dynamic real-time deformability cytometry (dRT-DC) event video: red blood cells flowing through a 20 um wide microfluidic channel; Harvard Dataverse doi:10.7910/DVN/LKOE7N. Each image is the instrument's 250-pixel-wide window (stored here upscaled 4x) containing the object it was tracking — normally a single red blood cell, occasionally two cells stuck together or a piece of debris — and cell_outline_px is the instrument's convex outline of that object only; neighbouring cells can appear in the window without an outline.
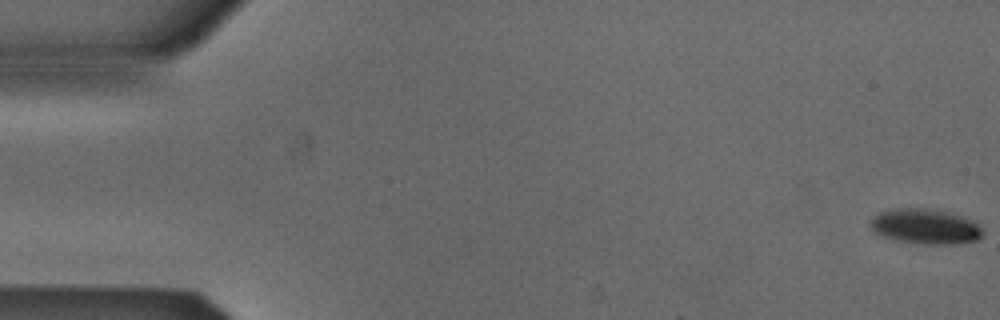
{"species": "Egyptian fruit bat (a non-hibernating species)", "species_latin": "Rousettus aegyptiacus", "temperature_condition": "cold", "stored_images_in_passage": 54, "camera_frame_rate_fps": 3000, "um_per_image_px": 0.085, "animal": {"sex": "male"}, "frame": {"image": 1, "passage_image": 1, "time_ms": 0.0, "image_size_px": [1000, 320], "cell_outline_px": [[984, 232], [976, 240], [956, 244], [928, 244], [896, 240], [872, 232], [872, 216], [880, 212], [896, 208], [916, 208], [944, 212], [960, 216], [972, 220]], "centroid_in_image_um": [78.63, 19.26], "position_along_channel_um": 6.4, "area_um2": 22.43}}
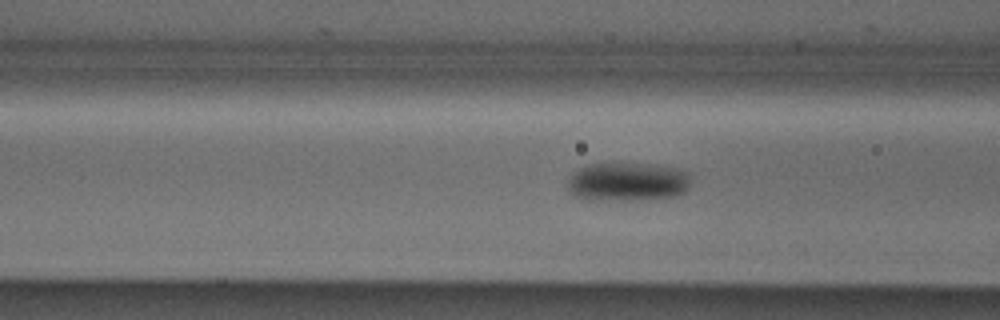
{"frame": {"image": 2, "passage_image": 21, "time_ms": 6.667, "image_size_px": [1000, 320], "cell_outline_px": [[688, 188], [684, 192], [676, 196], [596, 200], [588, 200], [572, 196], [568, 192], [568, 180], [572, 172], [588, 164], [612, 160], [624, 160], [656, 164], [676, 168], [688, 172]], "centroid_in_image_um": [53.25, 15.37], "position_along_channel_um": 113.3, "area_um2": 28.55}}
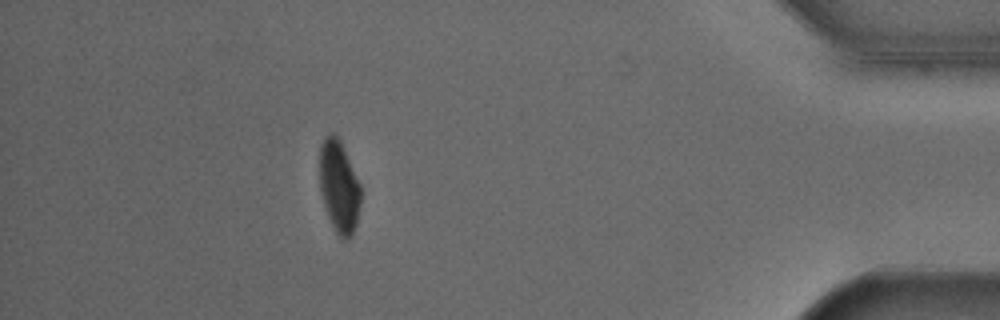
{"frame": {"image": 3, "passage_image": 48, "time_ms": 15.667, "image_size_px": [1000, 320], "cell_outline_px": [[360, 204], [356, 224], [352, 236], [348, 240], [344, 240], [336, 232], [328, 216], [320, 192], [320, 144], [324, 136], [328, 132], [336, 132], [340, 140], [360, 184]], "centroid_in_image_um": [28.81, 15.82], "position_along_channel_um": 406.4, "area_um2": 22.14}, "authors_computed_cell_mechanics": {"area_um2": 24.7962, "velocity_mm_per_s": 3.8579, "shape_relaxation_time_tau1_ms": 9.0971, "shape_relaxation_time_tau2_ms": null, "deformation_change_tau1": 0.1666, "deformation_change_tau2": null}}